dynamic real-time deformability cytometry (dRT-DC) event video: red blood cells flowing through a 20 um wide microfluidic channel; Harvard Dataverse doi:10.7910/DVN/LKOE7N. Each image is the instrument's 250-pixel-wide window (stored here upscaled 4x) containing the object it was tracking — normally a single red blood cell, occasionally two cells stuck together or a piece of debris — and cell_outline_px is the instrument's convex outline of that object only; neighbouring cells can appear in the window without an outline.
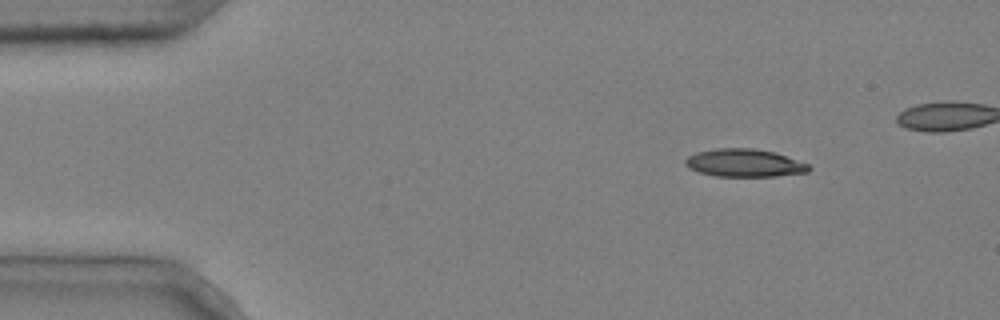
{"species": "common noctule bat (a hibernating species)", "species_latin": "Nyctalus noctula", "temperature_condition": "cold", "stored_images_in_passage": 6, "camera_frame_rate_fps": 3000, "um_per_image_px": 0.085, "animal": {"sex": "male", "body_mass_g": 20.4}, "frame": {"image": 1, "passage_image": 1, "time_ms": 0.0, "image_size_px": [1000, 320], "cell_outline_px": [[812, 168], [808, 172], [776, 176], [716, 176], [700, 172], [688, 168], [684, 164], [684, 160], [688, 156], [696, 152], [716, 148], [752, 148], [776, 152], [808, 164]], "centroid_in_image_um": [63.26, 13.84], "position_along_channel_um": 21.7, "area_um2": 20.11}}